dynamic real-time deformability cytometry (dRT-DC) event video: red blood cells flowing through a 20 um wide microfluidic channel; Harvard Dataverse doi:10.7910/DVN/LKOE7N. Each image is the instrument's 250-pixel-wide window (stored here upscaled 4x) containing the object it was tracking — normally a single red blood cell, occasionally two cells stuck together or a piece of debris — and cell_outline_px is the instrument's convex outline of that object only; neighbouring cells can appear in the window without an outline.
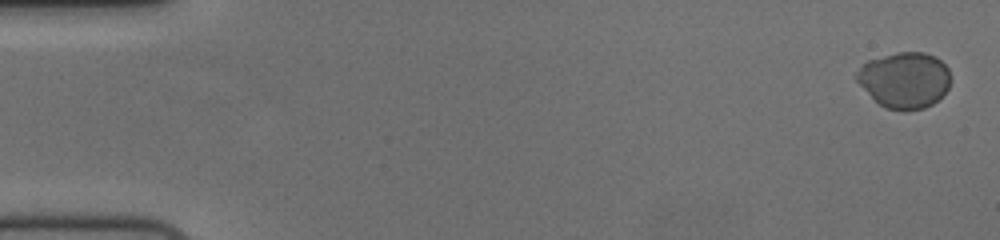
{"species": "human", "species_latin": "Homo sapiens", "temperature_condition": "cold", "stored_images_in_passage": 57, "camera_frame_rate_fps": 3000, "um_per_image_px": 0.085, "donor": {"sex": "female"}, "frame": {"image": 1, "passage_image": 2, "time_ms": 0.333, "image_size_px": [1000, 240], "cell_outline_px": [[948, 88], [932, 104], [924, 108], [904, 112], [884, 108], [856, 80], [856, 72], [868, 60], [896, 52], [924, 52], [936, 56], [948, 68]], "centroid_in_image_um": [76.88, 6.8], "position_along_channel_um": 8.1, "area_um2": 30.4}}
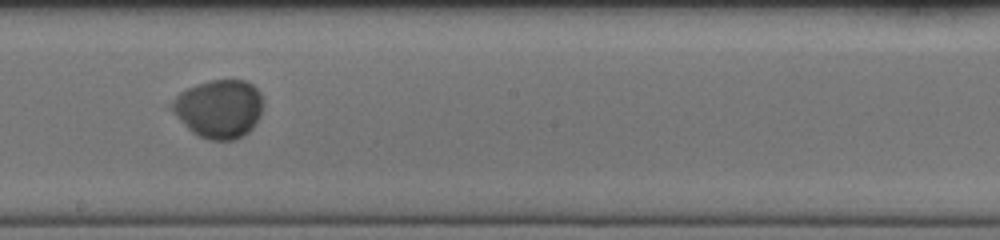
{"frame": {"image": 2, "passage_image": 33, "time_ms": 10.667, "image_size_px": [1000, 240], "cell_outline_px": [[264, 104], [260, 116], [252, 128], [248, 132], [232, 140], [208, 140], [192, 132], [172, 112], [172, 100], [184, 88], [196, 84], [212, 80], [244, 80], [252, 84], [260, 92]], "centroid_in_image_um": [18.62, 9.23], "position_along_channel_um": 229.6, "area_um2": 31.1}}
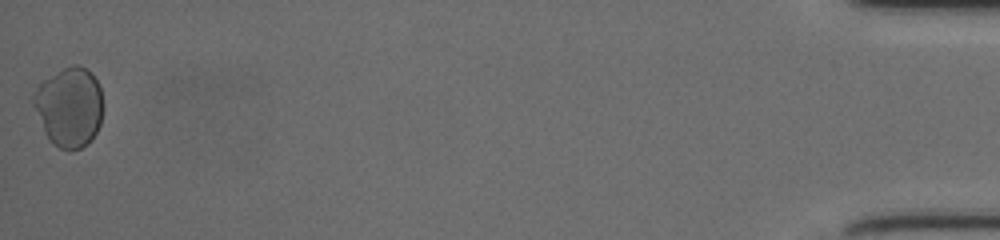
{"frame": {"image": 3, "passage_image": 57, "time_ms": 18.667, "image_size_px": [1000, 240], "cell_outline_px": [[104, 108], [100, 124], [92, 140], [88, 144], [80, 148], [60, 148], [52, 144], [44, 132], [32, 104], [32, 96], [36, 88], [44, 80], [64, 68], [72, 64], [80, 64], [92, 72], [100, 88], [104, 104]], "centroid_in_image_um": [5.91, 9.08], "position_along_channel_um": 429.3, "area_um2": 32.54}, "authors_computed_cell_mechanics": {"area_um2": 30.6918, "velocity_mm_per_s": 3.7064, "shape_relaxation_time_tau1_ms": 2.2507, "shape_relaxation_time_tau2_ms": null, "deformation_change_tau1": 0.0839, "deformation_change_tau2": null}}